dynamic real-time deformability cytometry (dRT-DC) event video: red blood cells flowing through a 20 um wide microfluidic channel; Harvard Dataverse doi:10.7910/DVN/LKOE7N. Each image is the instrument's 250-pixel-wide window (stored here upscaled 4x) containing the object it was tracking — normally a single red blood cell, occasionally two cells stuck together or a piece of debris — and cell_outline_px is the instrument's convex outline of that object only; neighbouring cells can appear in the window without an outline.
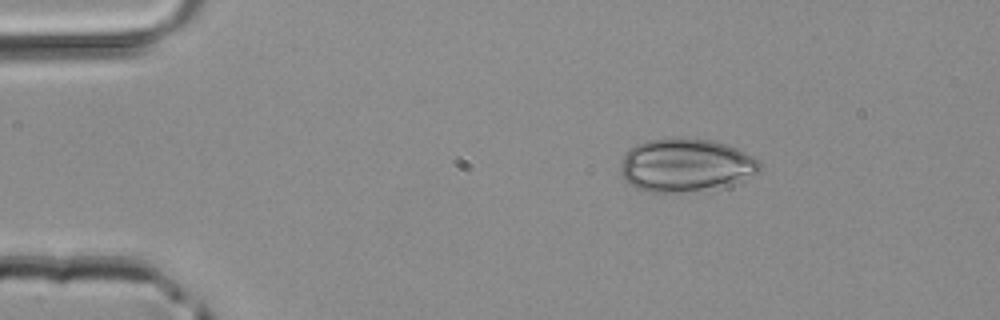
{"species": "common noctule bat (a hibernating species)", "species_latin": "Nyctalus noctula", "temperature_condition": "room temperature", "stored_images_in_passage": 2, "camera_frame_rate_fps": 3000, "um_per_image_px": 0.085, "animal": {"sex": "male", "body_mass_g": 20.4}, "frame": {"image": 1, "passage_image": 1, "time_ms": 0.0, "image_size_px": [1000, 320], "cell_outline_px": [[760, 168], [756, 172], [716, 184], [700, 188], [680, 192], [648, 192], [636, 188], [628, 184], [624, 180], [620, 172], [620, 164], [628, 148], [636, 144], [648, 140], [676, 136], [684, 136], [712, 140], [728, 144], [752, 156], [760, 164]], "centroid_in_image_um": [58.1, 13.96], "position_along_channel_um": 26.9, "area_um2": 42.14}}